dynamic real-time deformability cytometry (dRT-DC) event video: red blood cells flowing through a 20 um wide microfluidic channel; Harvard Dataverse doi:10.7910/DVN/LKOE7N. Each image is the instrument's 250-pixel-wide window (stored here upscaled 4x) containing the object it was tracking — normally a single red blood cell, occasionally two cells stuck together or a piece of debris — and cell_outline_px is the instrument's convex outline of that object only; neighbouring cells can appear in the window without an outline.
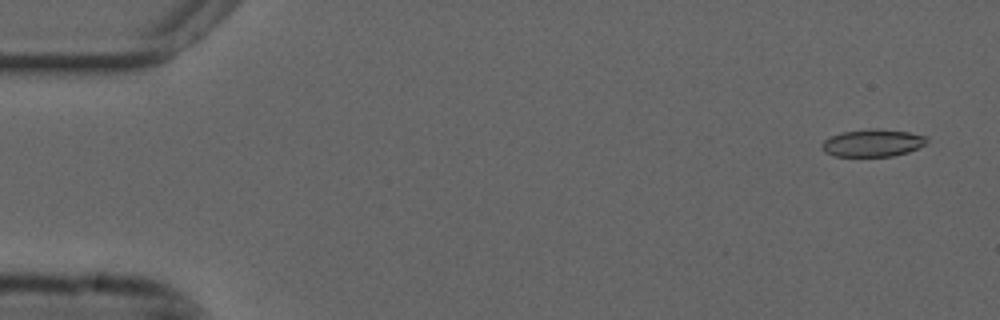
{"species": "common noctule bat (a hibernating species)", "species_latin": "Nyctalus noctula", "temperature_condition": "cold", "stored_images_in_passage": 51, "camera_frame_rate_fps": 3000, "um_per_image_px": 0.085, "animal": {"sex": "male", "forearm_length_mm": 52.5}, "frame": {"image": 1, "passage_image": 3, "time_ms": 0.667, "image_size_px": [1000, 320], "cell_outline_px": [[928, 140], [924, 144], [908, 152], [892, 156], [832, 156], [824, 152], [820, 148], [820, 144], [824, 140], [840, 132], [872, 128], [876, 128], [908, 132], [928, 136]], "centroid_in_image_um": [74.13, 12.14], "position_along_channel_um": 10.9, "area_um2": 16.88}}
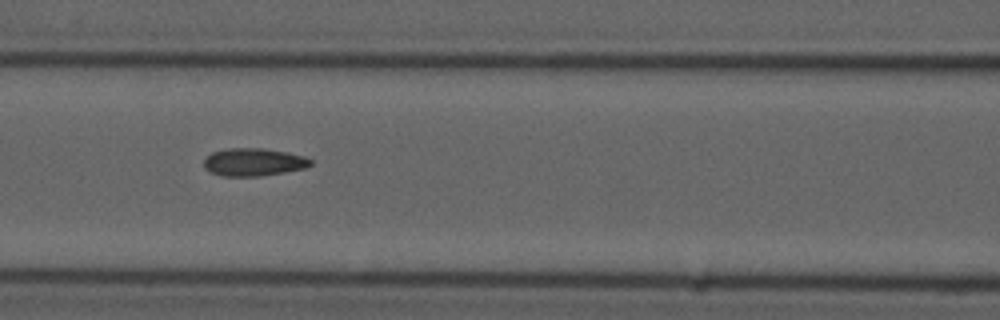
{"frame": {"image": 2, "passage_image": 24, "time_ms": 7.667, "image_size_px": [1000, 320], "cell_outline_px": [[312, 164], [304, 168], [284, 172], [260, 176], [220, 176], [204, 168], [204, 160], [212, 152], [228, 148], [264, 148], [288, 152], [304, 156], [312, 160]], "centroid_in_image_um": [21.56, 13.77], "position_along_channel_um": 145.0, "area_um2": 17.28}}
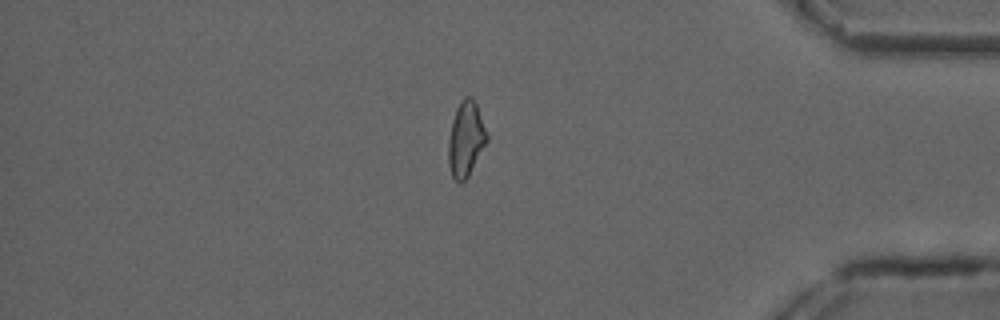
{"frame": {"image": 3, "passage_image": 47, "time_ms": 15.333, "image_size_px": [1000, 320], "cell_outline_px": [[488, 140], [468, 176], [460, 184], [452, 176], [448, 164], [448, 140], [452, 120], [456, 108], [460, 100], [464, 96], [472, 96], [476, 104], [488, 136]], "centroid_in_image_um": [39.58, 11.8], "position_along_channel_um": 395.6, "area_um2": 16.82}}